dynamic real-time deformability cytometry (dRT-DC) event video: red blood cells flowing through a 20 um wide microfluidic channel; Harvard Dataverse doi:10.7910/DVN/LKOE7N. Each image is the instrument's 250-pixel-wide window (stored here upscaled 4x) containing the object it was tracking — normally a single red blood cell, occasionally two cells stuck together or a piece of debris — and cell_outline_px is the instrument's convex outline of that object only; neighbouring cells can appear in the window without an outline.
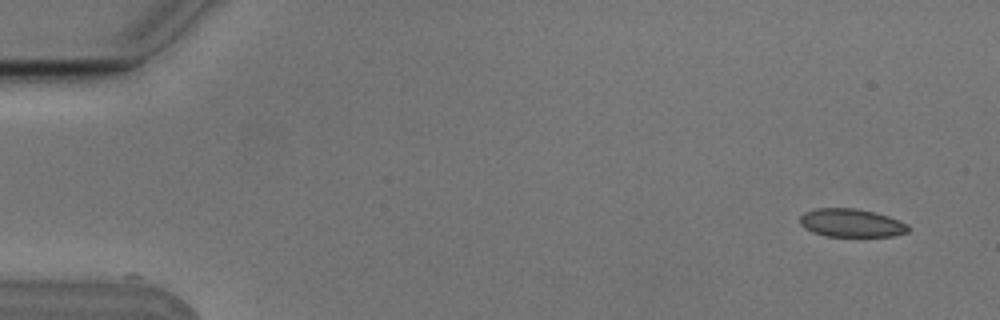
{"species": "Egyptian fruit bat (a non-hibernating species)", "species_latin": "Rousettus aegyptiacus", "temperature_condition": "cold", "stored_images_in_passage": 6, "camera_frame_rate_fps": 3000, "um_per_image_px": 0.085, "animal": {"sex": "male"}, "frame": {"image": 1, "passage_image": 1, "time_ms": 0.0, "image_size_px": [1000, 320], "cell_outline_px": [[908, 232], [892, 236], [824, 236], [812, 232], [804, 228], [800, 224], [800, 216], [804, 212], [816, 208], [856, 208], [876, 212], [888, 216], [908, 224]], "centroid_in_image_um": [72.33, 18.94], "position_along_channel_um": 12.7, "area_um2": 17.92}}
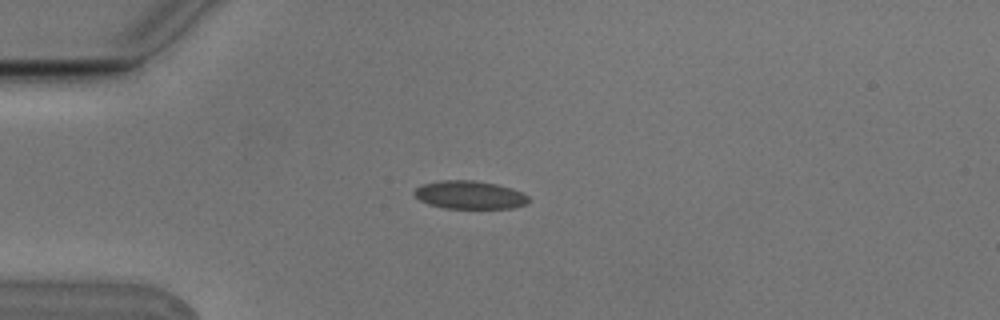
{"frame": {"image": 2, "passage_image": 4, "time_ms": 1.0, "image_size_px": [1000, 320], "cell_outline_px": [[528, 204], [512, 208], [444, 208], [428, 204], [420, 200], [412, 192], [416, 188], [424, 184], [440, 180], [476, 180], [496, 184], [512, 188], [528, 196]], "centroid_in_image_um": [39.92, 16.56], "position_along_channel_um": 45.1, "area_um2": 18.73}}